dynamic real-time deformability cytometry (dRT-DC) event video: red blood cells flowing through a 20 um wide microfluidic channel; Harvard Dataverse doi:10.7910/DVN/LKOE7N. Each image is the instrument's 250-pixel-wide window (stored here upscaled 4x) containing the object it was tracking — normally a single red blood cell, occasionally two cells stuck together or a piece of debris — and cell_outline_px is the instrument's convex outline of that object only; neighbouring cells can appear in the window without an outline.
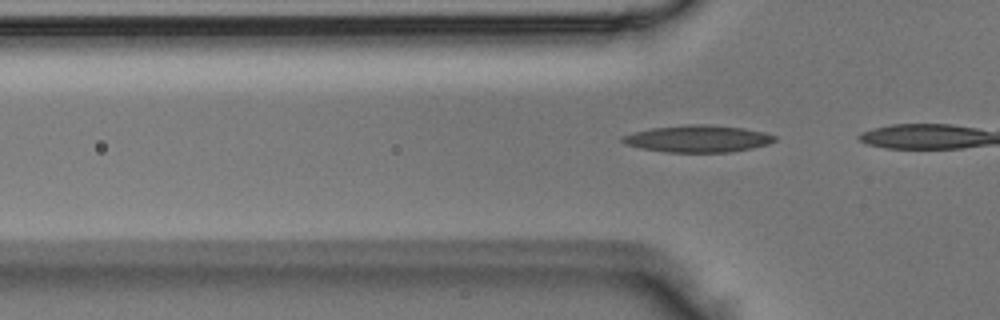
{"species": "Egyptian fruit bat (a non-hibernating species)", "species_latin": "Rousettus aegyptiacus", "temperature_condition": "room temperature", "stored_images_in_passage": 6, "segment_of_instrument_passage": [2, 2], "camera_frame_rate_fps": 3000, "um_per_image_px": 0.085, "animal": {"sex": "male"}, "frame": {"image": 1, "passage_image": 6, "time_ms": 1.667, "image_size_px": [1000, 320], "cell_outline_px": [[776, 140], [768, 144], [752, 148], [728, 152], [664, 152], [644, 148], [628, 144], [620, 140], [620, 136], [652, 128], [684, 124], [712, 124], [744, 128], [764, 132], [776, 136]], "centroid_in_image_um": [59.35, 11.78], "position_along_channel_um": 66.5, "area_um2": 23.87}}